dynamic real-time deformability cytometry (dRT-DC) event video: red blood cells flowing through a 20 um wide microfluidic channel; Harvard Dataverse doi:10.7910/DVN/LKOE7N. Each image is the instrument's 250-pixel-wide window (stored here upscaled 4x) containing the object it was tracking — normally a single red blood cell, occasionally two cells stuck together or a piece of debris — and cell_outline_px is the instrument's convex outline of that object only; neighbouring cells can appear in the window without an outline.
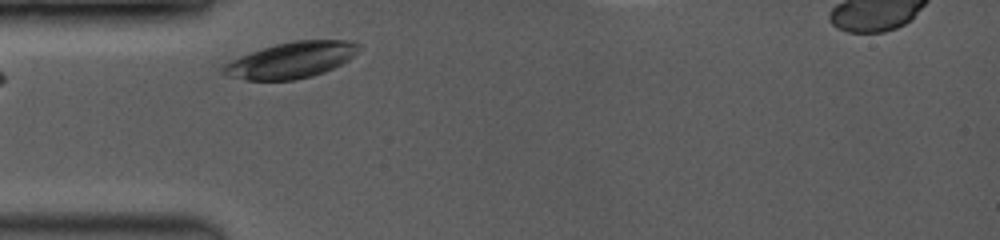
{"species": "common noctule bat (a hibernating species)", "species_latin": "Nyctalus noctula", "temperature_condition": "room temperature", "stored_images_in_passage": 3, "camera_frame_rate_fps": 3500, "um_per_image_px": 0.085, "animal": {"sex": "female", "body_mass_g": 19.0, "forearm_length_mm": 53.3}, "frame": {"image": 1, "passage_image": 1, "time_ms": 0.0, "image_size_px": [1000, 240], "cell_outline_px": [[360, 52], [348, 60], [324, 72], [312, 76], [292, 80], [244, 80], [224, 76], [220, 72], [220, 68], [224, 64], [240, 56], [276, 44], [296, 40], [352, 40], [360, 44]], "centroid_in_image_um": [24.75, 5.11], "position_along_channel_um": 60.3, "area_um2": 28.61}}
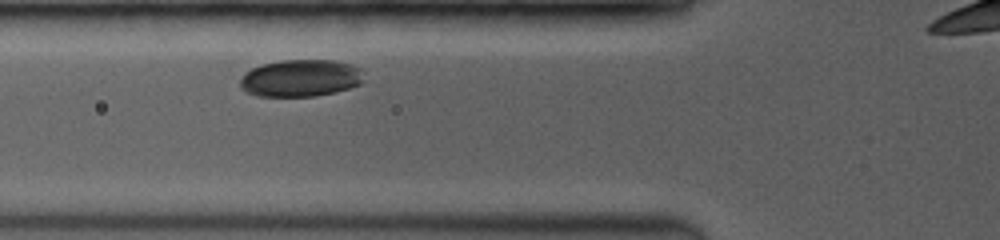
{"frame": {"image": 2, "passage_image": 3, "time_ms": 1.143, "image_size_px": [1000, 240], "cell_outline_px": [[364, 80], [360, 84], [336, 92], [316, 96], [256, 96], [244, 92], [240, 88], [240, 80], [244, 72], [260, 64], [284, 60], [332, 60], [352, 64], [360, 68]], "centroid_in_image_um": [25.52, 6.64], "position_along_channel_um": 100.3, "area_um2": 27.05}}